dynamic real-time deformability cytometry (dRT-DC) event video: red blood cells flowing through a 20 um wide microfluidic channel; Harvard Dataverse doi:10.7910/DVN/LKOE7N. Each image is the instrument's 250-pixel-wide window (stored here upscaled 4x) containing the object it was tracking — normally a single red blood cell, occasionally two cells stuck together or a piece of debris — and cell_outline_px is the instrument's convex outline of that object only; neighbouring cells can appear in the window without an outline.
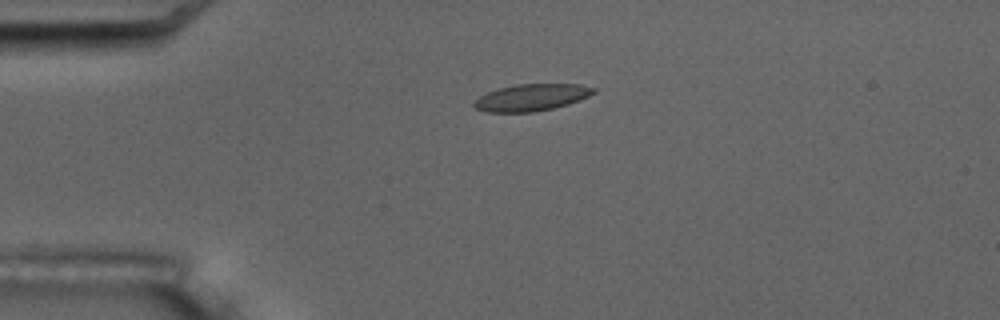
{"species": "common noctule bat (a hibernating species)", "species_latin": "Nyctalus noctula", "temperature_condition": "room temperature", "stored_images_in_passage": 6, "camera_frame_rate_fps": 3000, "um_per_image_px": 0.085, "animal": {"sex": "male", "body_mass_g": 17.5, "forearm_length_mm": 52.3}, "frame": {"image": 1, "passage_image": 4, "time_ms": 4.333, "image_size_px": [1000, 320], "cell_outline_px": [[596, 92], [580, 100], [568, 104], [552, 108], [532, 112], [488, 112], [476, 108], [472, 104], [480, 96], [488, 92], [500, 88], [516, 84], [580, 84], [596, 88]], "centroid_in_image_um": [45.2, 8.28], "position_along_channel_um": 39.8, "area_um2": 18.55}}